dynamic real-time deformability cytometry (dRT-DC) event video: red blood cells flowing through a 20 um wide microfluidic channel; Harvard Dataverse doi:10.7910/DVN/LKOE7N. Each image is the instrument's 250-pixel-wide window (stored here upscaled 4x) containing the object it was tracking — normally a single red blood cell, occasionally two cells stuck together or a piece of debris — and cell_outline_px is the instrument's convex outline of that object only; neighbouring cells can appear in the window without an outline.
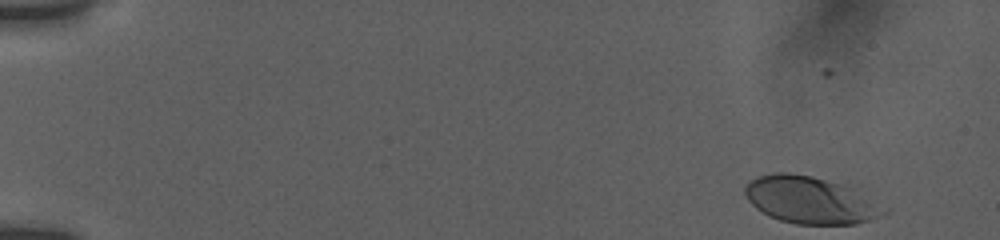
{"species": "human", "species_latin": "Homo sapiens", "temperature_condition": "room temperature", "stored_images_in_passage": 13, "camera_frame_rate_fps": 3000, "um_per_image_px": 0.085, "donor": {"sex": "female"}, "frame": {"image": 1, "passage_image": 1, "time_ms": 0.0, "image_size_px": [1000, 240], "cell_outline_px": [[888, 212], [868, 220], [856, 224], [796, 224], [780, 220], [768, 216], [756, 208], [748, 200], [744, 192], [744, 188], [752, 180], [760, 176], [772, 172], [788, 172], [812, 176], [856, 188], [888, 208]], "centroid_in_image_um": [68.91, 17.0], "position_along_channel_um": 16.1, "area_um2": 38.26}}
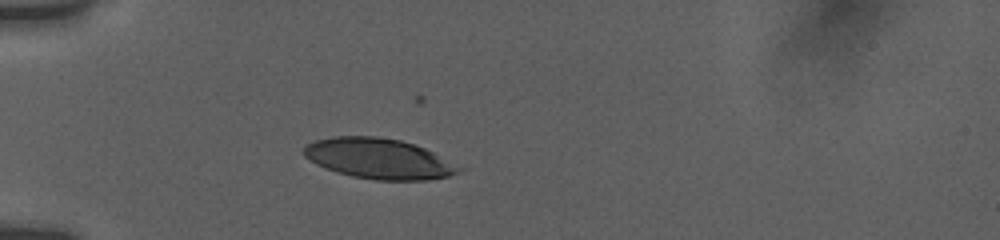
{"frame": {"image": 2, "passage_image": 10, "time_ms": 4.333, "image_size_px": [1000, 240], "cell_outline_px": [[464, 168], [460, 172], [448, 176], [428, 180], [376, 180], [352, 176], [336, 172], [316, 164], [304, 156], [304, 148], [308, 144], [316, 140], [332, 136], [376, 136], [400, 140], [424, 148]], "centroid_in_image_um": [32.19, 13.49], "position_along_channel_um": 52.8, "area_um2": 36.3}}
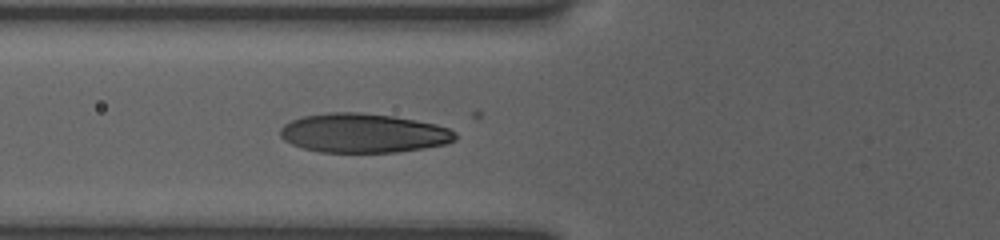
{"frame": {"image": 3, "passage_image": 13, "time_ms": 6.0, "image_size_px": [1000, 240], "cell_outline_px": [[456, 140], [448, 144], [400, 152], [320, 152], [304, 148], [292, 144], [284, 140], [280, 136], [280, 128], [284, 124], [292, 120], [304, 116], [328, 112], [360, 112], [396, 116], [436, 124], [448, 128], [456, 132]], "centroid_in_image_um": [30.91, 11.31], "position_along_channel_um": 94.9, "area_um2": 40.23}}